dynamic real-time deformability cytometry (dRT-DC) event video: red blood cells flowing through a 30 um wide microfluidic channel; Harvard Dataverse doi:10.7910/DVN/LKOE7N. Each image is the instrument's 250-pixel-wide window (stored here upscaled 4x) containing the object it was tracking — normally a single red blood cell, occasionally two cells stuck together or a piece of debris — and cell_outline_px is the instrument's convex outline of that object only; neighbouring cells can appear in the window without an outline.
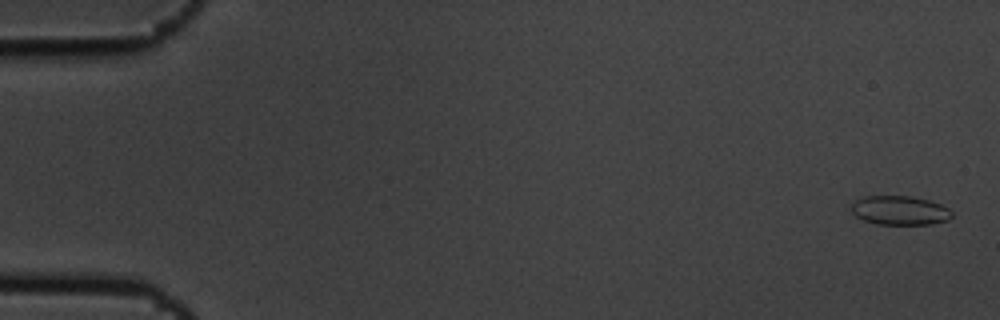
{"species": "common noctule bat (a hibernating species)", "species_latin": "Nyctalus noctula", "temperature_condition": "cold", "stored_images_in_passage": 4, "camera_frame_rate_fps": 3000, "um_per_image_px": 0.085, "animal": {"sex": "male", "body_mass_g": 19.5, "forearm_length_mm": 54.6}, "frame": {"image": 1, "passage_image": 1, "time_ms": 0.0, "image_size_px": [1000, 320], "cell_outline_px": [[952, 216], [948, 220], [932, 224], [876, 224], [864, 220], [856, 216], [852, 212], [852, 204], [860, 196], [912, 196], [928, 200], [940, 204], [948, 208], [952, 212]], "centroid_in_image_um": [76.48, 17.88], "position_along_channel_um": 8.5, "area_um2": 17.05}}